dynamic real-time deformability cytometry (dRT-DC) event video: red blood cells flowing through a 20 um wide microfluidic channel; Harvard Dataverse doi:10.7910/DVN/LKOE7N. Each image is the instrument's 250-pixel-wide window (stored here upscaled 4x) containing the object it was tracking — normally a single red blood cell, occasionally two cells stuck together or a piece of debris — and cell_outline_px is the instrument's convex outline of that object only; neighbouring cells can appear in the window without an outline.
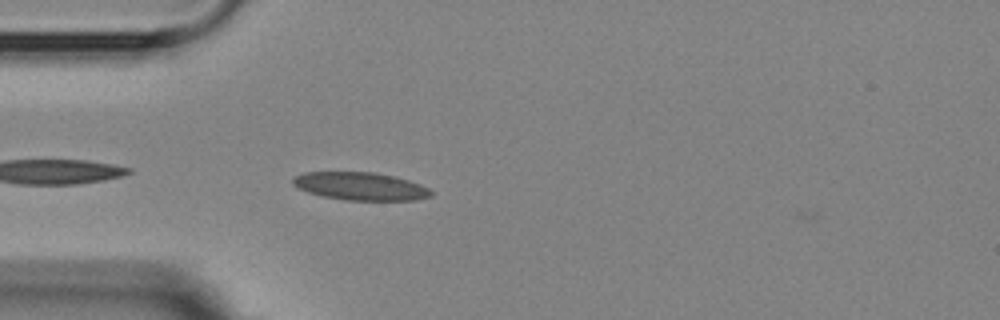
{"species": "Egyptian fruit bat (a non-hibernating species)", "species_latin": "Rousettus aegyptiacus", "temperature_condition": "room temperature", "stored_images_in_passage": 4, "camera_frame_rate_fps": 3000, "um_per_image_px": 0.085, "animal": {"sex": "female"}, "frame": {"image": 1, "passage_image": 4, "time_ms": 3.333, "image_size_px": [1000, 320], "cell_outline_px": [[436, 192], [432, 196], [416, 200], [344, 200], [324, 196], [308, 192], [292, 184], [292, 180], [296, 176], [304, 172], [372, 172], [392, 176], [408, 180], [420, 184]], "centroid_in_image_um": [30.68, 15.83], "position_along_channel_um": 54.3, "area_um2": 22.37}}